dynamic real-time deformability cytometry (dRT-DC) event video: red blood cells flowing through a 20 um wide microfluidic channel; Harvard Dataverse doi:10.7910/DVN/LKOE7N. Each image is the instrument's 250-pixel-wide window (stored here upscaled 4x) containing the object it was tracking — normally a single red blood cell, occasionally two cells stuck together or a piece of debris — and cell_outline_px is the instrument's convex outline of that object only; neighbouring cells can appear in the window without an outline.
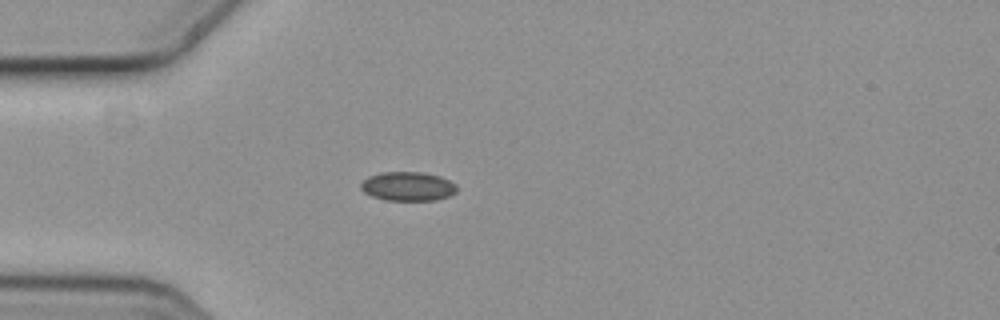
{"species": "common noctule bat (a hibernating species)", "species_latin": "Nyctalus noctula", "temperature_condition": "cold", "stored_images_in_passage": 2, "camera_frame_rate_fps": 3000, "um_per_image_px": 0.085, "animal": {"sex": "female", "body_mass_g": 19.3, "forearm_length_mm": 54.1}, "frame": {"image": 1, "passage_image": 2, "time_ms": 0.333, "image_size_px": [1000, 320], "cell_outline_px": [[456, 192], [448, 196], [436, 200], [384, 200], [372, 196], [364, 192], [360, 188], [360, 184], [368, 176], [380, 172], [420, 172], [440, 176], [456, 184]], "centroid_in_image_um": [34.64, 15.83], "position_along_channel_um": 50.4, "area_um2": 16.24}}